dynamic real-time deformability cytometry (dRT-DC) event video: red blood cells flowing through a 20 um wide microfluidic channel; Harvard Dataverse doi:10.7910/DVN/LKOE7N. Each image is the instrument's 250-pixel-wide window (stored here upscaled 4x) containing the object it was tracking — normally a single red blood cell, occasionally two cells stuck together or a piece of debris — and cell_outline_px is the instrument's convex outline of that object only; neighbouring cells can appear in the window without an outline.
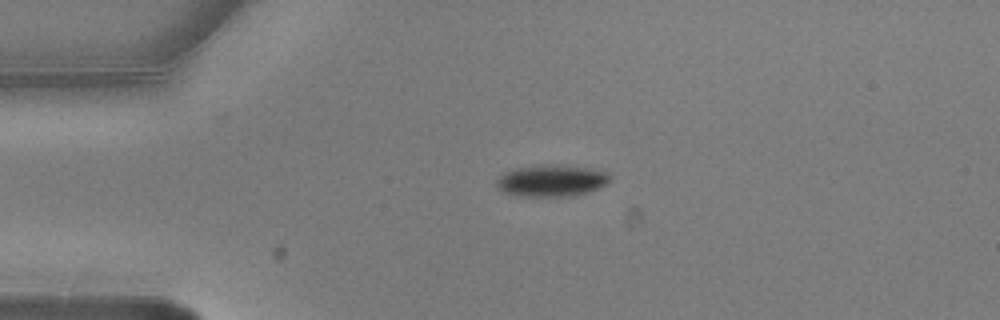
{"species": "common noctule bat (a hibernating species)", "species_latin": "Nyctalus noctula", "temperature_condition": "warm", "stored_images_in_passage": 2, "camera_frame_rate_fps": 3000, "um_per_image_px": 0.085, "animal": {"sex": "male", "body_mass_g": 20.5, "forearm_length_mm": 52.5}, "frame": {"image": 1, "passage_image": 1, "time_ms": 0.0, "image_size_px": [1000, 320], "cell_outline_px": [[608, 184], [600, 188], [576, 196], [516, 196], [504, 192], [496, 188], [496, 180], [500, 176], [516, 168], [584, 168], [608, 172]], "centroid_in_image_um": [46.87, 15.44], "position_along_channel_um": 38.1, "area_um2": 19.77}}